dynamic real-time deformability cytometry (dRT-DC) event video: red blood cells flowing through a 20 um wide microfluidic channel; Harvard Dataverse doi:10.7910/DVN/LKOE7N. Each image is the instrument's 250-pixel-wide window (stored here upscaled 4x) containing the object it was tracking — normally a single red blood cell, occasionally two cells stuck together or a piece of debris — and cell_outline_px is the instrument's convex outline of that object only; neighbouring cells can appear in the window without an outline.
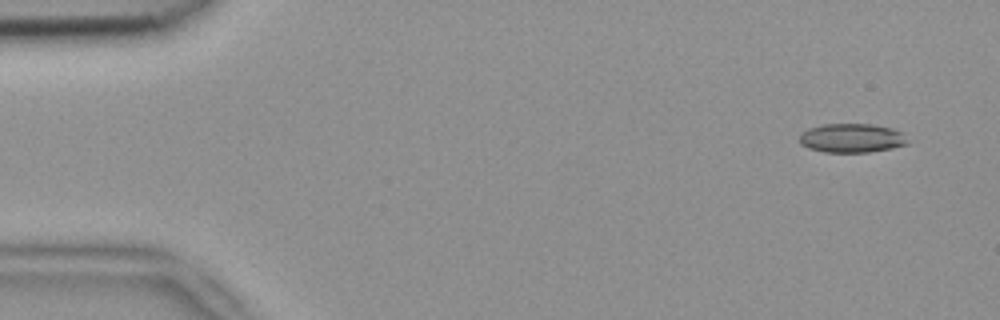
{"species": "common noctule bat (a hibernating species)", "species_latin": "Nyctalus noctula", "temperature_condition": "room temperature", "stored_images_in_passage": 5, "camera_frame_rate_fps": 3000, "um_per_image_px": 0.085, "animal": {"sex": "female", "body_mass_g": 18.4}, "frame": {"image": 1, "passage_image": 2, "time_ms": 0.333, "image_size_px": [1000, 320], "cell_outline_px": [[908, 144], [892, 148], [868, 152], [824, 152], [808, 148], [800, 144], [800, 132], [808, 128], [820, 124], [872, 124], [892, 128], [900, 132], [908, 140]], "centroid_in_image_um": [72.36, 11.73], "position_along_channel_um": 12.6, "area_um2": 18.38}}
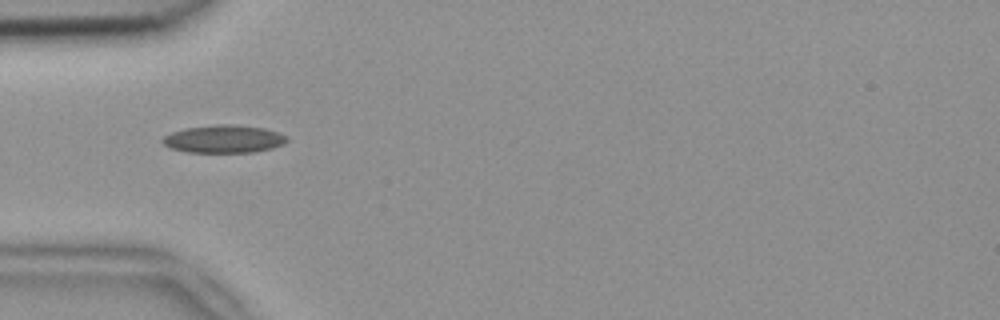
{"frame": {"image": 2, "passage_image": 5, "time_ms": 1.333, "image_size_px": [1000, 320], "cell_outline_px": [[288, 140], [284, 144], [272, 148], [252, 152], [188, 152], [172, 148], [164, 144], [160, 140], [164, 136], [172, 132], [184, 128], [216, 124], [232, 124], [264, 128], [288, 136]], "centroid_in_image_um": [19.03, 11.8], "position_along_channel_um": 66.0, "area_um2": 20.11}}